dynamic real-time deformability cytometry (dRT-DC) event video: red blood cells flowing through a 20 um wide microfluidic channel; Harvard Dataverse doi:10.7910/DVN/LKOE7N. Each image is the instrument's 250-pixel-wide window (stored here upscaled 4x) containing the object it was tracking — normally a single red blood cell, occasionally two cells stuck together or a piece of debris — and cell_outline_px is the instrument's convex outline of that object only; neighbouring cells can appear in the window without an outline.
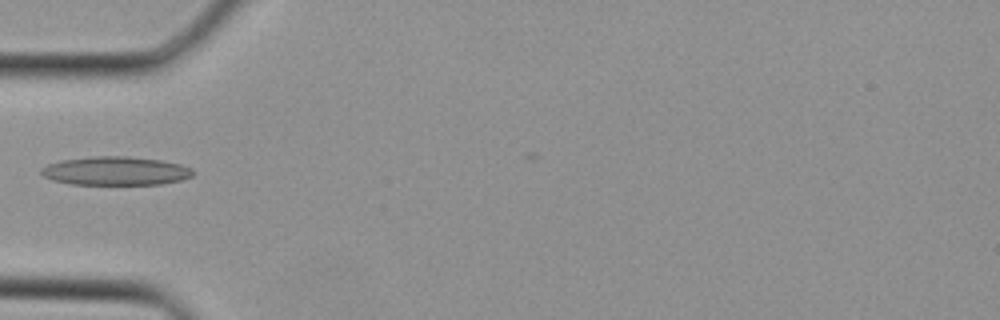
{"species": "Egyptian fruit bat (a non-hibernating species)", "species_latin": "Rousettus aegyptiacus", "temperature_condition": "cold", "stored_images_in_passage": 17, "camera_frame_rate_fps": 3000, "um_per_image_px": 0.085, "animal": {"sex": "female"}, "frame": {"image": 1, "passage_image": 1, "time_ms": 0.0, "image_size_px": [1000, 320], "cell_outline_px": [[196, 172], [192, 176], [180, 180], [160, 184], [72, 184], [52, 180], [44, 176], [40, 172], [40, 168], [48, 164], [60, 160], [92, 156], [128, 156], [160, 160], [180, 164], [192, 168]], "centroid_in_image_um": [9.82, 14.52], "position_along_channel_um": 75.2, "area_um2": 25.37}}
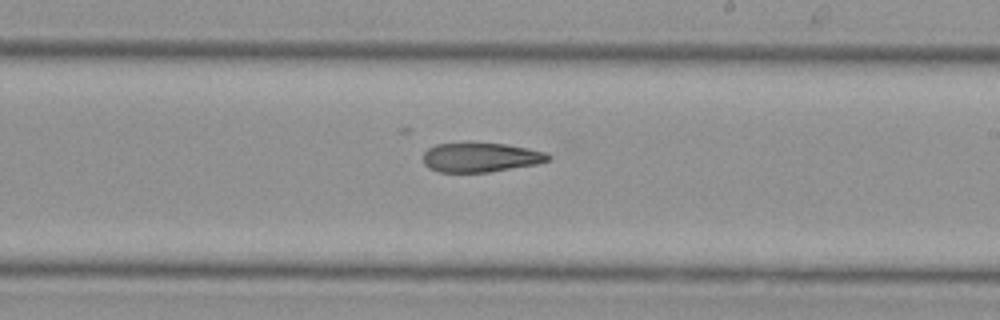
{"frame": {"image": 2, "passage_image": 10, "time_ms": 3.0, "image_size_px": [1000, 320], "cell_outline_px": [[552, 156], [548, 160], [536, 164], [488, 172], [440, 172], [428, 168], [424, 164], [424, 152], [428, 148], [436, 144], [508, 144], [528, 148], [544, 152]], "centroid_in_image_um": [40.85, 13.39], "position_along_channel_um": 248.2, "area_um2": 21.04}}
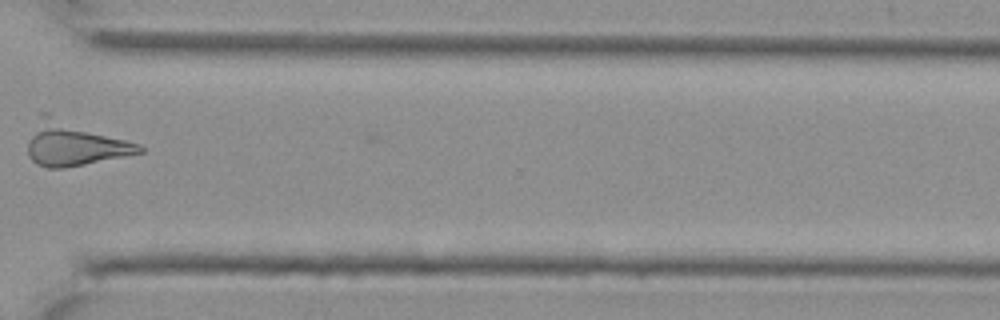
{"frame": {"image": 3, "passage_image": 16, "time_ms": 5.0, "image_size_px": [1000, 320], "cell_outline_px": [[144, 152], [64, 168], [48, 168], [36, 164], [28, 156], [28, 140], [40, 112], [48, 112], [140, 144], [144, 148]], "centroid_in_image_um": [6.28, 12.19], "position_along_channel_um": 364.3, "area_um2": 28.84}}